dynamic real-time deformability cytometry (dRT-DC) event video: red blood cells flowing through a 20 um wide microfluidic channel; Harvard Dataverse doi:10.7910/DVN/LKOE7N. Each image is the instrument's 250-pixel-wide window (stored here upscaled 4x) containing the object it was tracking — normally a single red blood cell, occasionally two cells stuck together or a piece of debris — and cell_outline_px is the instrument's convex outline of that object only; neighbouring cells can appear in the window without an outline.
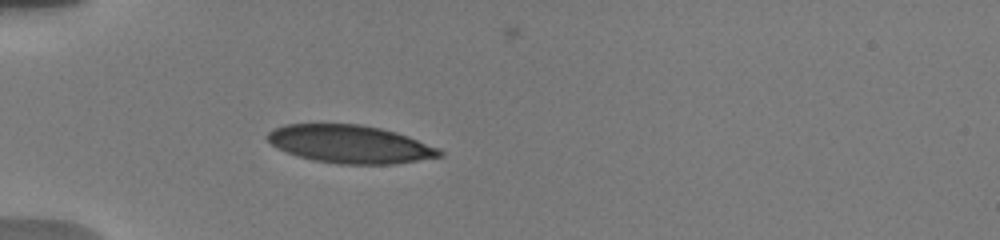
{"species": "human", "species_latin": "Homo sapiens", "temperature_condition": "warm", "stored_images_in_passage": 1, "camera_frame_rate_fps": 3000, "um_per_image_px": 0.085, "donor": {"sex": "male"}, "frame": {"image": 1, "passage_image": 1, "time_ms": 0.0, "image_size_px": [1000, 240], "cell_outline_px": [[444, 152], [440, 156], [392, 164], [340, 164], [312, 160], [288, 152], [272, 144], [264, 136], [268, 132], [284, 124], [360, 124], [380, 128], [396, 132], [408, 136], [440, 148]], "centroid_in_image_um": [29.76, 12.24], "position_along_channel_um": 55.2, "area_um2": 37.8}}